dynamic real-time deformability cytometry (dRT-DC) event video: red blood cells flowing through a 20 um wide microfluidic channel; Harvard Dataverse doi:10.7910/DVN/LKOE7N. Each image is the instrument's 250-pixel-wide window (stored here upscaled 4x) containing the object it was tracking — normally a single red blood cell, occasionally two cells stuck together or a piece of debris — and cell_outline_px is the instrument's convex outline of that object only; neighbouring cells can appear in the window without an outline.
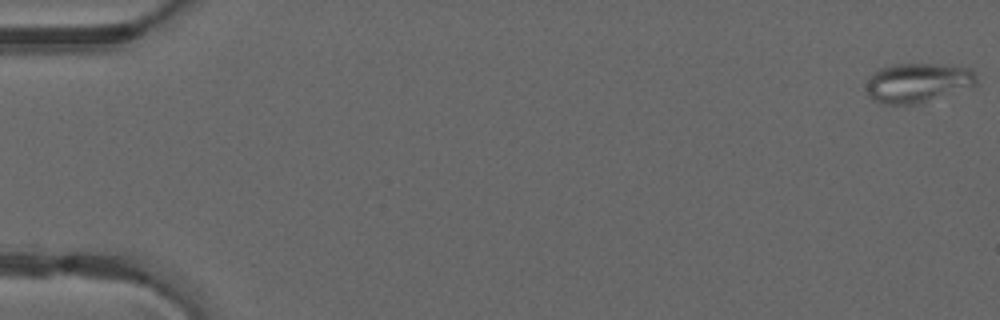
{"species": "common noctule bat (a hibernating species)", "species_latin": "Nyctalus noctula", "temperature_condition": "warm", "stored_images_in_passage": 50, "camera_frame_rate_fps": 3000, "um_per_image_px": 0.085, "animal": {"sex": "male", "forearm_length_mm": 52.5}, "frame": {"image": 1, "passage_image": 1, "time_ms": 0.0, "image_size_px": [1000, 320], "cell_outline_px": [[976, 84], [912, 104], [884, 104], [872, 100], [868, 96], [868, 80], [880, 68], [896, 64], [932, 64], [972, 68], [976, 76]], "centroid_in_image_um": [77.96, 7.01], "position_along_channel_um": 7.0, "area_um2": 24.33}}
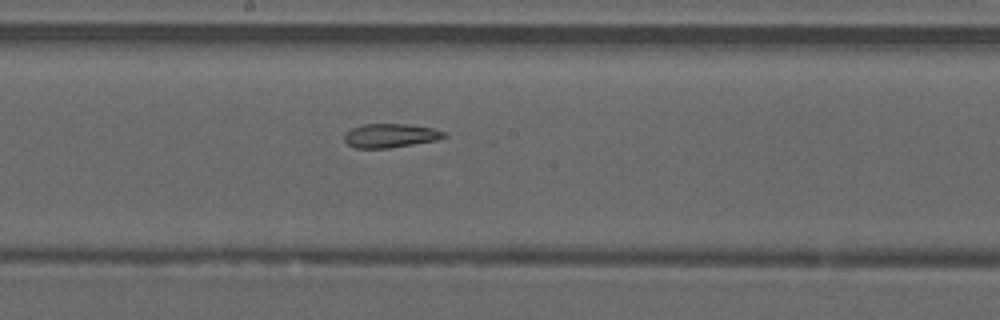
{"frame": {"image": 2, "passage_image": 28, "time_ms": 9.0, "image_size_px": [1000, 320], "cell_outline_px": [[448, 136], [436, 140], [388, 148], [356, 148], [348, 144], [344, 140], [344, 132], [352, 128], [364, 124], [408, 124], [436, 128], [444, 132]], "centroid_in_image_um": [33.18, 11.51], "position_along_channel_um": 215.0, "area_um2": 13.93}}
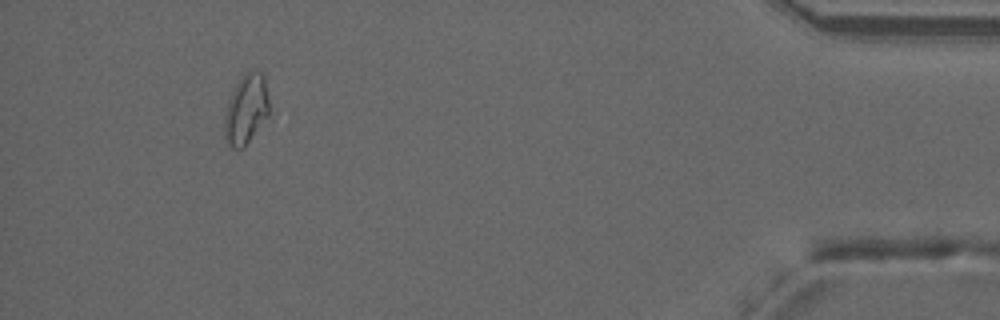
{"frame": {"image": 3, "passage_image": 47, "time_ms": 15.333, "image_size_px": [1000, 320], "cell_outline_px": [[268, 116], [244, 148], [232, 148], [224, 140], [224, 116], [228, 100], [236, 84], [248, 68], [252, 68], [260, 72], [264, 76], [268, 96]], "centroid_in_image_um": [20.9, 9.28], "position_along_channel_um": 414.3, "area_um2": 18.38}, "authors_computed_cell_mechanics": {"area_um2": 16.9354, "velocity_mm_per_s": 4.1408, "shape_relaxation_time_tau1_ms": null, "shape_relaxation_time_tau2_ms": 3.2777, "deformation_change_tau1": null, "deformation_change_tau2": 0.096}}